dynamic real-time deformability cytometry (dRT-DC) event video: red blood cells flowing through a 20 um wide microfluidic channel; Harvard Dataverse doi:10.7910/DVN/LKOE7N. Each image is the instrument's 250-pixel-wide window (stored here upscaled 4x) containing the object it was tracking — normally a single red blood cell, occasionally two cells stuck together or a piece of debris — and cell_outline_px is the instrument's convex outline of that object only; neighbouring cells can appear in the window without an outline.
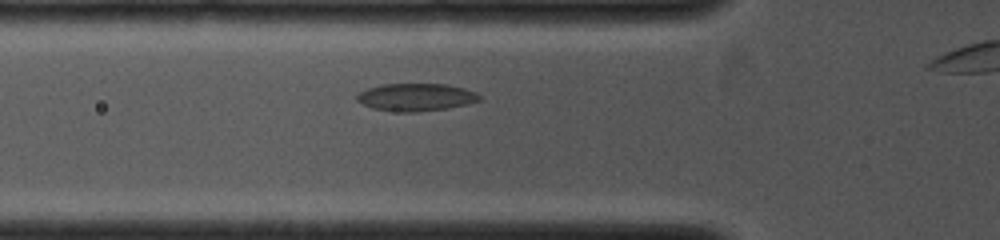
{"species": "common noctule bat (a hibernating species)", "species_latin": "Nyctalus noctula", "temperature_condition": "cold", "stored_images_in_passage": 27, "camera_frame_rate_fps": 4000, "um_per_image_px": 0.085, "animal": {"sex": "female", "body_mass_g": 19.0, "forearm_length_mm": 53.3}, "frame": {"image": 1, "passage_image": 3, "time_ms": 0.25, "image_size_px": [1000, 240], "cell_outline_px": [[480, 100], [468, 104], [448, 108], [416, 112], [404, 112], [372, 108], [356, 100], [356, 96], [360, 92], [368, 88], [384, 84], [448, 84], [464, 88], [476, 92], [480, 96]], "centroid_in_image_um": [35.38, 8.25], "position_along_channel_um": 90.4, "area_um2": 19.59}}
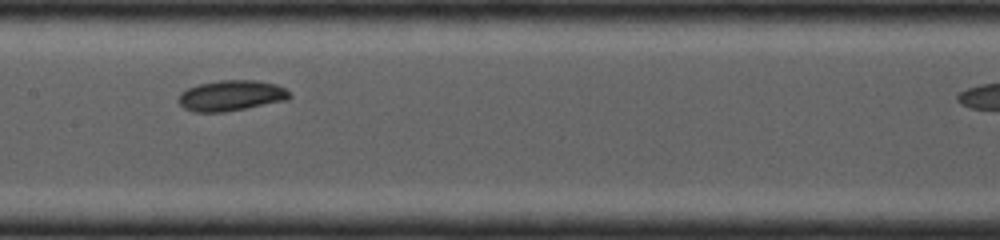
{"frame": {"image": 2, "passage_image": 14, "time_ms": 2.25, "image_size_px": [1000, 240], "cell_outline_px": [[292, 96], [288, 100], [224, 112], [196, 112], [184, 108], [180, 104], [180, 96], [188, 88], [200, 84], [224, 80], [256, 80], [276, 84], [284, 88]], "centroid_in_image_um": [19.7, 8.13], "position_along_channel_um": 187.7, "area_um2": 19.48}}
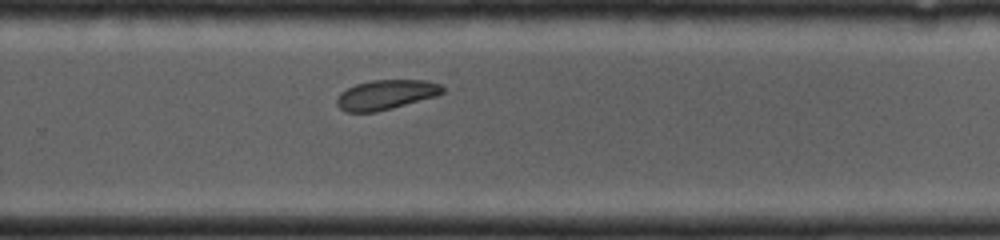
{"frame": {"image": 3, "passage_image": 26, "time_ms": 4.5, "image_size_px": [1000, 240], "cell_outline_px": [[444, 92], [436, 96], [376, 112], [348, 112], [340, 108], [336, 104], [336, 100], [340, 92], [356, 84], [372, 80], [424, 80], [440, 84], [444, 88]], "centroid_in_image_um": [32.79, 8.04], "position_along_channel_um": 297.0, "area_um2": 18.15}}